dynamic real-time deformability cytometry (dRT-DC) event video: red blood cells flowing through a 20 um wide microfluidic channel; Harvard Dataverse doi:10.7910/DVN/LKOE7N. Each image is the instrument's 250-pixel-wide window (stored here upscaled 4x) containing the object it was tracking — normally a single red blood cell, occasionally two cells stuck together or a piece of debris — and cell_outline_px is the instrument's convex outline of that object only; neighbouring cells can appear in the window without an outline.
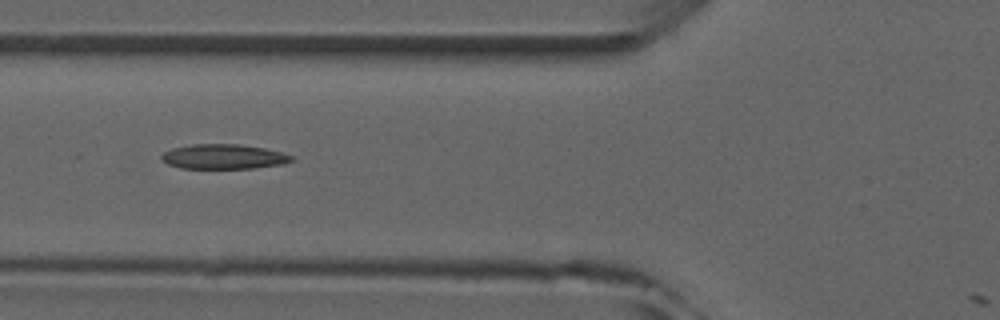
{"species": "common noctule bat (a hibernating species)", "species_latin": "Nyctalus noctula", "temperature_condition": "room temperature", "stored_images_in_passage": 3, "camera_frame_rate_fps": 3000, "um_per_image_px": 0.085, "animal": {"sex": "male", "forearm_length_mm": 52.5}, "frame": {"image": 1, "passage_image": 3, "time_ms": 2.333, "image_size_px": [1000, 320], "cell_outline_px": [[296, 160], [280, 164], [256, 168], [180, 168], [168, 164], [160, 160], [160, 156], [164, 152], [172, 148], [192, 144], [240, 144], [264, 148], [280, 152], [292, 156]], "centroid_in_image_um": [18.98, 13.31], "position_along_channel_um": 106.8, "area_um2": 18.79}}